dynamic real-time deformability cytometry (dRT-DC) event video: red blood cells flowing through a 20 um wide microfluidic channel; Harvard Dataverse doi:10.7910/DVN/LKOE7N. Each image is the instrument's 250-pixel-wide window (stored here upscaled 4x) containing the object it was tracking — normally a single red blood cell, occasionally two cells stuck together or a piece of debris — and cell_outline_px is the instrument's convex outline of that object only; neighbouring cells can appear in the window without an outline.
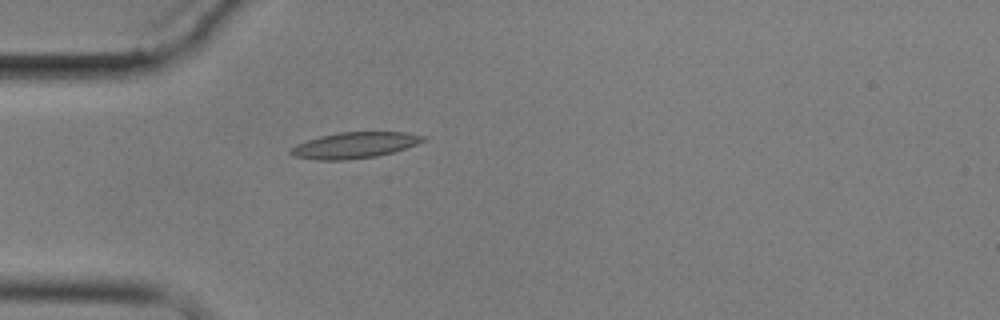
{"species": "common noctule bat (a hibernating species)", "species_latin": "Nyctalus noctula", "temperature_condition": "cold", "stored_images_in_passage": 1, "camera_frame_rate_fps": 3000, "um_per_image_px": 0.085, "animal": {"sex": "male", "body_mass_g": 17.9}, "frame": {"image": 1, "passage_image": 1, "time_ms": 0.0, "image_size_px": [1000, 320], "cell_outline_px": [[428, 140], [392, 152], [376, 156], [348, 160], [316, 160], [292, 156], [288, 152], [296, 144], [320, 136], [340, 132], [404, 132], [424, 136]], "centroid_in_image_um": [30.11, 12.35], "position_along_channel_um": 54.9, "area_um2": 20.0}}